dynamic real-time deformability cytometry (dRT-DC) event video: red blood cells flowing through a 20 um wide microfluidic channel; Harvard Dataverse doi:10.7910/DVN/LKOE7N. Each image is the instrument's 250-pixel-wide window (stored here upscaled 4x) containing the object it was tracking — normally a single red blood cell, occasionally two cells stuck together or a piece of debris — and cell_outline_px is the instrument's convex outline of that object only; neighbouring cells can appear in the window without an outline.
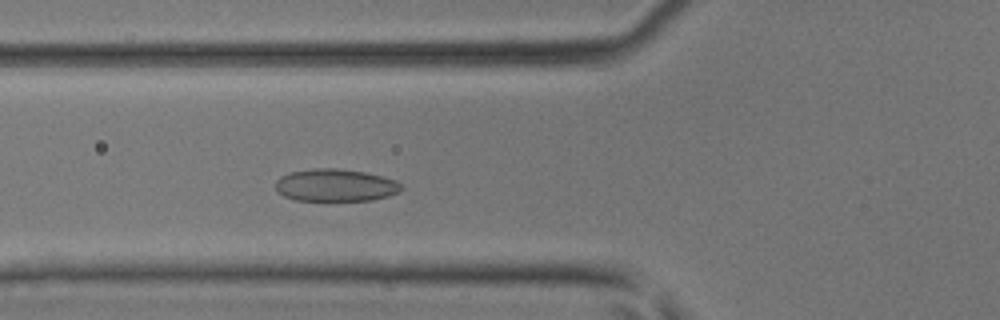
{"species": "common noctule bat (a hibernating species)", "species_latin": "Nyctalus noctula", "temperature_condition": "room temperature", "stored_images_in_passage": 44, "camera_frame_rate_fps": 3000, "um_per_image_px": 0.085, "animal": {"sex": "male", "body_mass_g": 17.9, "forearm_length_mm": 54.2}, "frame": {"image": 1, "passage_image": 13, "time_ms": 4.0, "image_size_px": [1000, 320], "cell_outline_px": [[404, 188], [400, 192], [388, 196], [372, 200], [328, 204], [296, 200], [284, 196], [276, 192], [276, 180], [280, 176], [288, 172], [316, 168], [336, 168], [364, 172], [396, 180]], "centroid_in_image_um": [28.49, 15.8], "position_along_channel_um": 97.3, "area_um2": 24.91}}
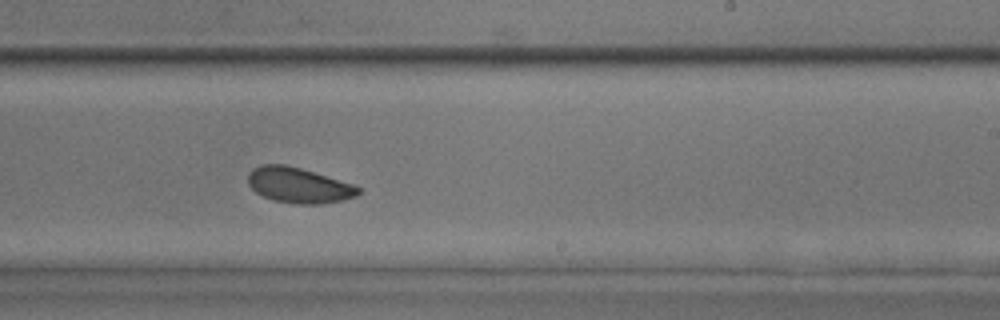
{"frame": {"image": 2, "passage_image": 25, "time_ms": 8.0, "image_size_px": [1000, 320], "cell_outline_px": [[360, 192], [356, 196], [344, 200], [320, 204], [296, 204], [272, 200], [256, 192], [248, 184], [248, 172], [252, 168], [260, 164], [284, 164], [300, 168], [352, 184], [360, 188]], "centroid_in_image_um": [25.35, 15.75], "position_along_channel_um": 263.6, "area_um2": 22.72}}
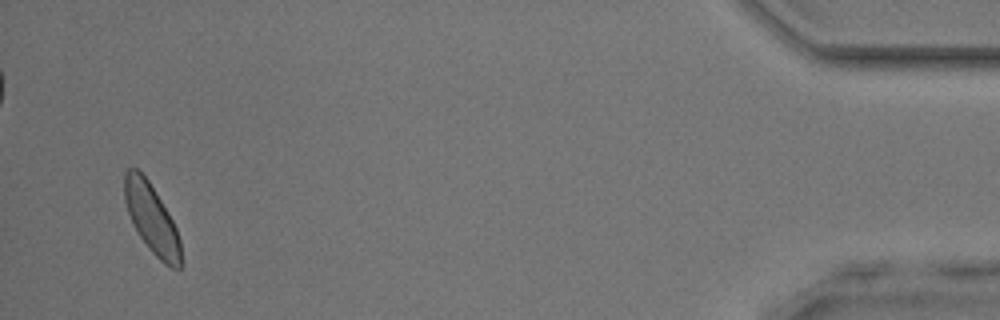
{"frame": {"image": 3, "passage_image": 42, "time_ms": 13.667, "image_size_px": [1000, 320], "cell_outline_px": [[184, 264], [180, 268], [172, 268], [164, 264], [148, 248], [132, 224], [124, 200], [124, 172], [128, 168], [136, 168], [148, 180], [168, 212], [176, 228], [180, 240]], "centroid_in_image_um": [12.91, 18.63], "position_along_channel_um": 422.3, "area_um2": 22.89}, "authors_computed_cell_mechanics": {"area_um2": 22.8888, "velocity_mm_per_s": 4.1838, "shape_relaxation_time_tau1_ms": 5.7336, "shape_relaxation_time_tau2_ms": 1.9602, "deformation_change_tau1": 0.0963, "deformation_change_tau2": 0.06}}